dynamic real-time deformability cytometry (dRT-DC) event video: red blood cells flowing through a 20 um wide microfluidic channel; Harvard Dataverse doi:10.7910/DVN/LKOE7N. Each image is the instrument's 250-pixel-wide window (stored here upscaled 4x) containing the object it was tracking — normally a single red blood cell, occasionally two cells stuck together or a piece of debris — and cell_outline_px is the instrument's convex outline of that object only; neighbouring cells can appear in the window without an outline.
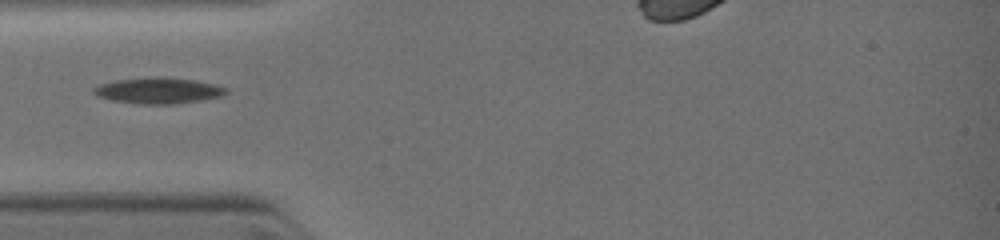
{"species": "common noctule bat (a hibernating species)", "species_latin": "Nyctalus noctula", "temperature_condition": "warm", "stored_images_in_passage": 4, "camera_frame_rate_fps": 3000, "um_per_image_px": 0.085, "animal": {"sex": "female", "body_mass_g": 19.0, "forearm_length_mm": 51.5}, "frame": {"image": 1, "passage_image": 4, "time_ms": 3.333, "image_size_px": [1000, 240], "cell_outline_px": [[228, 92], [224, 96], [200, 100], [172, 104], [144, 104], [112, 100], [96, 96], [92, 92], [92, 88], [100, 84], [116, 80], [160, 76], [196, 80], [216, 84], [228, 88]], "centroid_in_image_um": [13.49, 7.69], "position_along_channel_um": 71.5, "area_um2": 20.17}}